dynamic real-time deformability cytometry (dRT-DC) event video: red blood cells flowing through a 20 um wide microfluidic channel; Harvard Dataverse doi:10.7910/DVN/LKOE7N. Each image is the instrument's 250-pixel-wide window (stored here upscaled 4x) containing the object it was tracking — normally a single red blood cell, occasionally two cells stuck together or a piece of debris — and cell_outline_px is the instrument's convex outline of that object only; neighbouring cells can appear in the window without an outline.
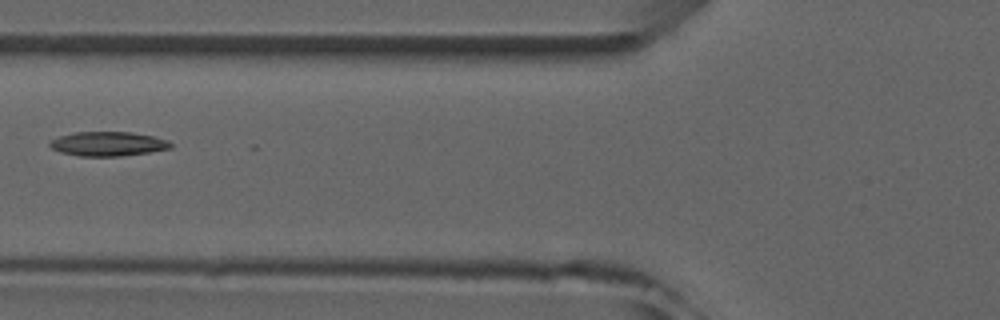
{"species": "common noctule bat (a hibernating species)", "species_latin": "Nyctalus noctula", "temperature_condition": "room temperature", "stored_images_in_passage": 4, "camera_frame_rate_fps": 3000, "um_per_image_px": 0.085, "animal": {"sex": "male", "forearm_length_mm": 52.5}, "frame": {"image": 1, "passage_image": 3, "time_ms": 2.333, "image_size_px": [1000, 320], "cell_outline_px": [[172, 148], [148, 152], [120, 156], [80, 156], [60, 152], [52, 148], [48, 144], [52, 140], [60, 136], [76, 132], [132, 132], [152, 136], [164, 140], [172, 144]], "centroid_in_image_um": [9.15, 12.23], "position_along_channel_um": 116.6, "area_um2": 16.88}}
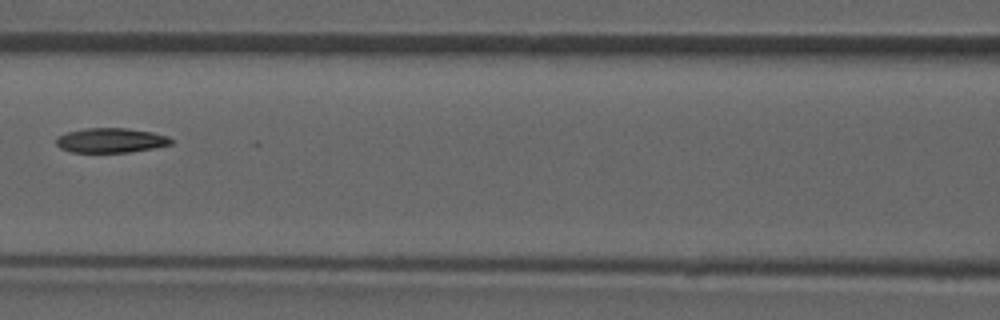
{"frame": {"image": 2, "passage_image": 4, "time_ms": 3.333, "image_size_px": [1000, 320], "cell_outline_px": [[172, 144], [152, 148], [128, 152], [72, 152], [60, 148], [56, 144], [56, 136], [68, 132], [84, 128], [128, 128], [152, 132], [168, 136], [172, 140]], "centroid_in_image_um": [9.4, 11.92], "position_along_channel_um": 157.2, "area_um2": 16.47}}